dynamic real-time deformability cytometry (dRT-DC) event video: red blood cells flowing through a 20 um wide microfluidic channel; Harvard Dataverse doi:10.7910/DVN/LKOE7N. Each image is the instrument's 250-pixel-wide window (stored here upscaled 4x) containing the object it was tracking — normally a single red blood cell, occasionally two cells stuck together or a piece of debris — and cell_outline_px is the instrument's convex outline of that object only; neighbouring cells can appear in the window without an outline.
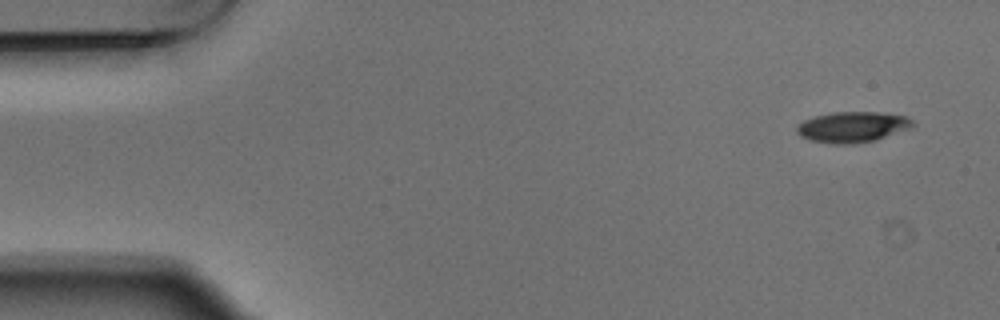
{"species": "Egyptian fruit bat (a non-hibernating species)", "species_latin": "Rousettus aegyptiacus", "temperature_condition": "warm", "stored_images_in_passage": 7, "segment_of_instrument_passage": [2, 2], "camera_frame_rate_fps": 3000, "um_per_image_px": 0.085, "animal": {"sex": "male"}, "frame": {"image": 1, "passage_image": 7, "time_ms": 2.0, "image_size_px": [1000, 320], "cell_outline_px": [[916, 124], [912, 128], [872, 140], [852, 144], [836, 144], [812, 140], [800, 136], [796, 132], [796, 128], [804, 120], [816, 116], [832, 112], [880, 112], [908, 116]], "centroid_in_image_um": [72.49, 10.78], "position_along_channel_um": 12.5, "area_um2": 20.58}}